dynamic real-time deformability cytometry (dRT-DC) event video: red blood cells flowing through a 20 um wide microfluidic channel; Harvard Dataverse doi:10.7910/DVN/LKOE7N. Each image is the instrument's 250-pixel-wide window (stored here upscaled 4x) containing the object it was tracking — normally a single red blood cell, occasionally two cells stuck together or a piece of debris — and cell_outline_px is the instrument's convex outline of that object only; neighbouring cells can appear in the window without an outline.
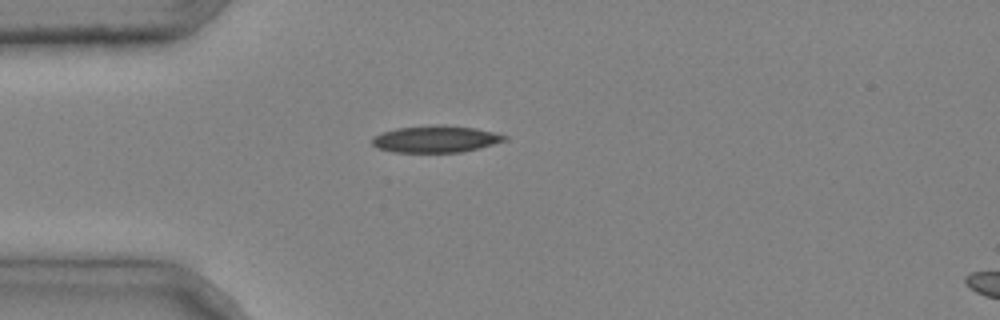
{"species": "common noctule bat (a hibernating species)", "species_latin": "Nyctalus noctula", "temperature_condition": "cold", "stored_images_in_passage": 3, "camera_frame_rate_fps": 3000, "um_per_image_px": 0.085, "animal": {"sex": "male", "body_mass_g": 20.4}, "frame": {"image": 1, "passage_image": 3, "time_ms": 0.667, "image_size_px": [1000, 320], "cell_outline_px": [[508, 140], [460, 152], [392, 152], [376, 148], [372, 144], [372, 136], [396, 128], [476, 128], [496, 132], [508, 136]], "centroid_in_image_um": [37.02, 11.87], "position_along_channel_um": 48.0, "area_um2": 19.59}}